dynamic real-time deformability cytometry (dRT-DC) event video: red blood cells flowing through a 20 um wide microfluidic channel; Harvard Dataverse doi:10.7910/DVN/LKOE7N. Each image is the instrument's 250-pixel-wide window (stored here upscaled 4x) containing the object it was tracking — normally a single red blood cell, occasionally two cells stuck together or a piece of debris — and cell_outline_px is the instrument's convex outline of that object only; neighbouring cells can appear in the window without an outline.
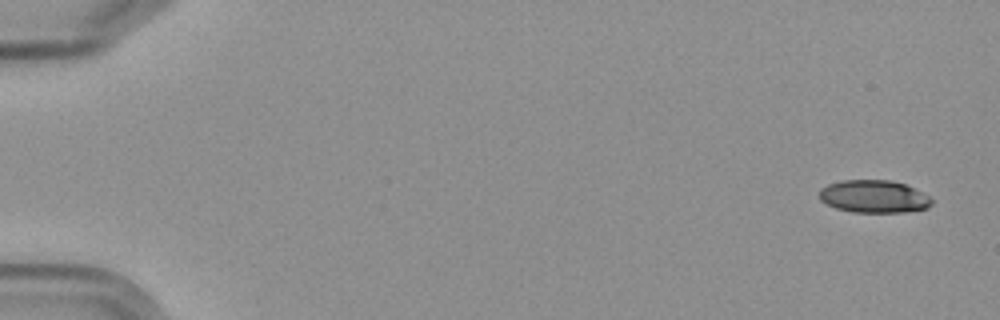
{"species": "Egyptian fruit bat (a non-hibernating species)", "species_latin": "Rousettus aegyptiacus", "temperature_condition": "cold", "stored_images_in_passage": 6, "camera_frame_rate_fps": 3000, "um_per_image_px": 0.085, "frame": {"image": 1, "passage_image": 1, "time_ms": 0.0, "image_size_px": [1000, 320], "cell_outline_px": [[932, 204], [928, 208], [904, 212], [852, 212], [836, 208], [820, 200], [820, 188], [828, 184], [840, 180], [892, 180], [904, 184], [928, 196], [932, 200]], "centroid_in_image_um": [74.26, 16.7], "position_along_channel_um": 10.7, "area_um2": 21.27}}